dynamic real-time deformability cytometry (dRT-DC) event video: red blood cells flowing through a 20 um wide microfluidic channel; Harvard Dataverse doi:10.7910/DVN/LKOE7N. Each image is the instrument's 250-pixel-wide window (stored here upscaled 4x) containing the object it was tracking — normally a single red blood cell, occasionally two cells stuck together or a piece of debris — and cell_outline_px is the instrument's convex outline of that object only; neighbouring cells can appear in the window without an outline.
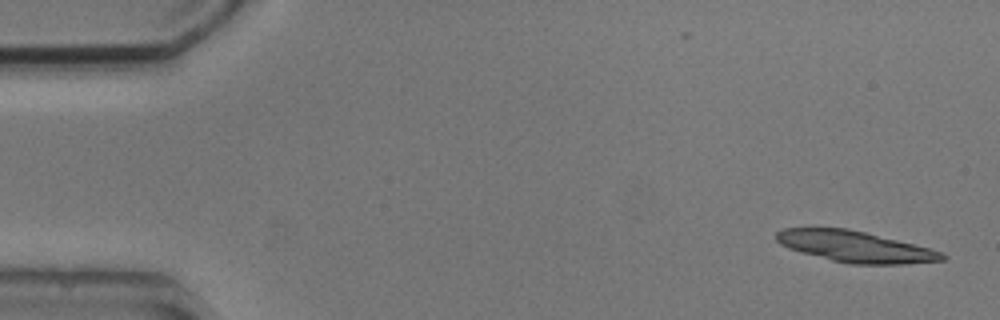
{"species": "common noctule bat (a hibernating species)", "species_latin": "Nyctalus noctula", "temperature_condition": "cold", "stored_images_in_passage": 5, "camera_frame_rate_fps": 3000, "um_per_image_px": 0.085, "animal": {"sex": "male", "body_mass_g": 20.5, "forearm_length_mm": 52.5}, "frame": {"image": 1, "passage_image": 1, "time_ms": 0.0, "image_size_px": [1000, 320], "cell_outline_px": [[948, 256], [944, 260], [904, 264], [848, 264], [832, 260], [788, 248], [780, 244], [776, 240], [776, 232], [784, 228], [848, 228], [944, 252]], "centroid_in_image_um": [72.69, 20.97], "position_along_channel_um": 12.3, "area_um2": 29.71}}
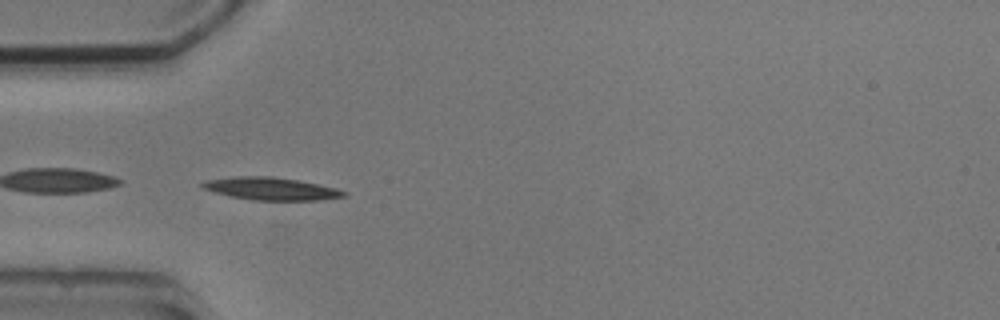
{"frame": {"image": 2, "passage_image": 4, "time_ms": 4.667, "image_size_px": [1000, 320], "cell_outline_px": [[348, 196], [320, 200], [252, 200], [228, 196], [200, 188], [200, 184], [204, 180], [236, 176], [272, 176], [296, 180], [336, 188], [348, 192]], "centroid_in_image_um": [23.0, 16.04], "position_along_channel_um": 62.0, "area_um2": 18.79}}